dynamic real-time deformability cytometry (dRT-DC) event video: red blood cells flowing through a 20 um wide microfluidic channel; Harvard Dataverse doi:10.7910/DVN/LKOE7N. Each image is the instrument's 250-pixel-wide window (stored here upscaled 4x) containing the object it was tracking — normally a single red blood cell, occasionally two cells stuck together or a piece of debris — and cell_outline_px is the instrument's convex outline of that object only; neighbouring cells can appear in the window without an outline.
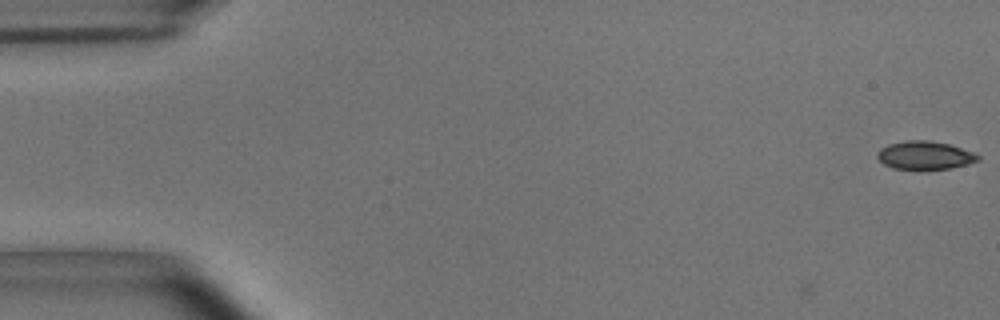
{"species": "common noctule bat (a hibernating species)", "species_latin": "Nyctalus noctula", "temperature_condition": "room temperature", "stored_images_in_passage": 3, "camera_frame_rate_fps": 3000, "um_per_image_px": 0.085, "animal": {"sex": "male", "body_mass_g": 15.6}, "frame": {"image": 1, "passage_image": 3, "time_ms": 0.667, "image_size_px": [1000, 320], "cell_outline_px": [[980, 160], [968, 164], [948, 168], [892, 168], [884, 164], [876, 156], [880, 148], [888, 144], [908, 140], [928, 140], [948, 144], [972, 152], [980, 156]], "centroid_in_image_um": [78.6, 13.18], "position_along_channel_um": 6.4, "area_um2": 16.18}}